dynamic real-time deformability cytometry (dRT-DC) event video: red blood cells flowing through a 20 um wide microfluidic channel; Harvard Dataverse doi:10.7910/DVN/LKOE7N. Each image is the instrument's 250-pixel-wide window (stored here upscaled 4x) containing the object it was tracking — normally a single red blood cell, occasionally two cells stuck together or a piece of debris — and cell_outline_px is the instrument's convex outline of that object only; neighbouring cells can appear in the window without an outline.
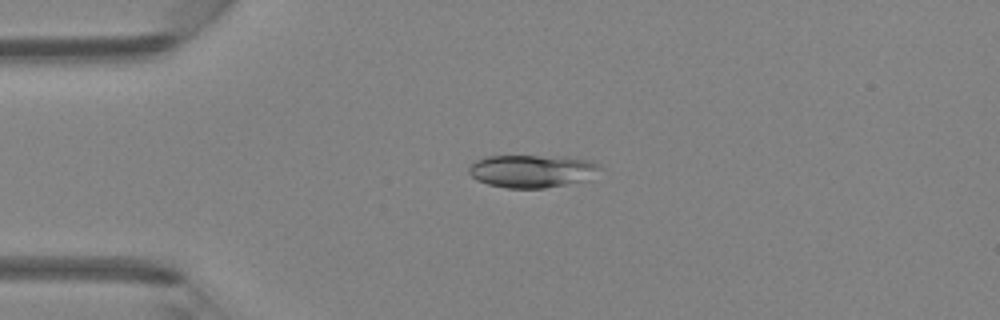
{"species": "Egyptian fruit bat (a non-hibernating species)", "species_latin": "Rousettus aegyptiacus", "temperature_condition": "room temperature", "stored_images_in_passage": 3, "camera_frame_rate_fps": 3000, "um_per_image_px": 0.085, "animal": {"sex": "female"}, "frame": {"image": 1, "passage_image": 2, "time_ms": 1.333, "image_size_px": [1000, 320], "cell_outline_px": [[604, 168], [588, 180], [544, 188], [508, 188], [488, 184], [476, 180], [468, 172], [468, 168], [476, 160], [488, 156], [568, 156], [592, 160], [600, 164]], "centroid_in_image_um": [45.3, 14.53], "position_along_channel_um": 39.7, "area_um2": 25.43}}